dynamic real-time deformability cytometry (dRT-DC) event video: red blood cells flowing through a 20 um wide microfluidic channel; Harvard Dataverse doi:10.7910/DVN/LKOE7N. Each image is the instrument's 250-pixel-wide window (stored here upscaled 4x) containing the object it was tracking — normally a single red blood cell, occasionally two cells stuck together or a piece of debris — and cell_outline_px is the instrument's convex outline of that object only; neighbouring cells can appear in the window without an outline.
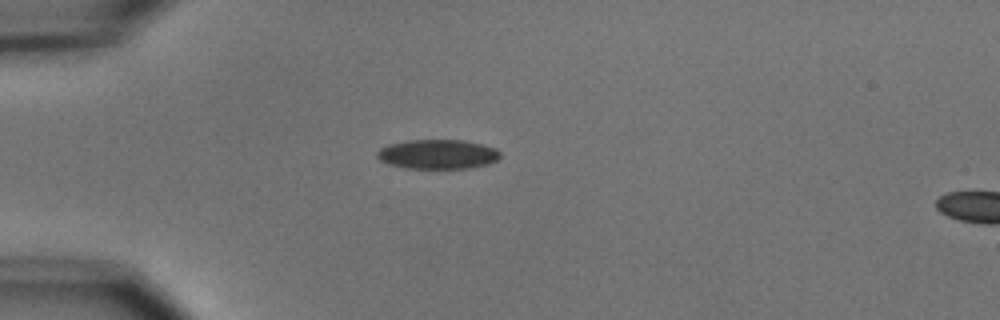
{"species": "common noctule bat (a hibernating species)", "species_latin": "Nyctalus noctula", "temperature_condition": "cold", "stored_images_in_passage": 2, "camera_frame_rate_fps": 3000, "um_per_image_px": 0.085, "animal": {"sex": "male", "body_mass_g": 15.6}, "frame": {"image": 1, "passage_image": 1, "time_ms": 0.0, "image_size_px": [1000, 320], "cell_outline_px": [[500, 156], [496, 160], [488, 164], [468, 168], [404, 168], [388, 164], [380, 160], [376, 156], [376, 152], [380, 148], [388, 144], [408, 140], [464, 140], [496, 148], [500, 152]], "centroid_in_image_um": [37.17, 13.11], "position_along_channel_um": 47.8, "area_um2": 21.15}}